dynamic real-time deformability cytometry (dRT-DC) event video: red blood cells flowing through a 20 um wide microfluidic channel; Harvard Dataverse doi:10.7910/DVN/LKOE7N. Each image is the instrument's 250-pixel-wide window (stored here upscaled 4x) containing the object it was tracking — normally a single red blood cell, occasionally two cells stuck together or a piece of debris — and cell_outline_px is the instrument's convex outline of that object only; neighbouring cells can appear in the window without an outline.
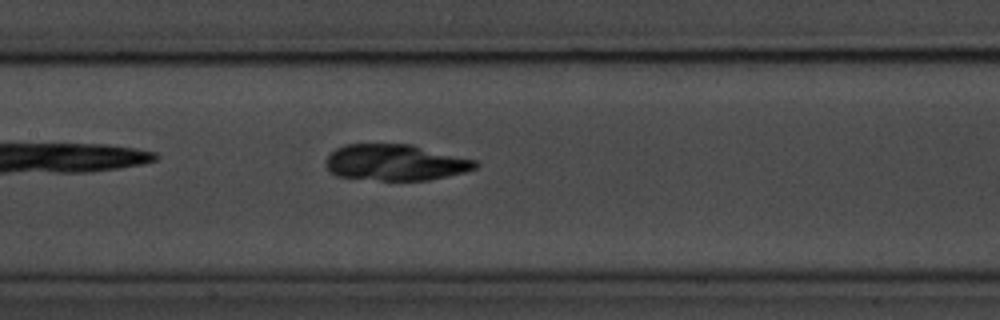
{"species": "common noctule bat (a hibernating species)", "species_latin": "Nyctalus noctula", "temperature_condition": "room temperature", "stored_images_in_passage": 41, "camera_frame_rate_fps": 3000, "um_per_image_px": 0.085, "animal": {"sex": "male", "body_mass_g": 20.1, "forearm_length_mm": 53.5}, "frame": {"image": 1, "passage_image": 12, "time_ms": 3.667, "image_size_px": [1000, 320], "cell_outline_px": [[480, 164], [476, 168], [464, 172], [428, 180], [380, 180], [336, 176], [324, 164], [328, 156], [336, 148], [344, 144], [412, 144], [476, 160]], "centroid_in_image_um": [33.62, 13.8], "position_along_channel_um": 173.8, "area_um2": 31.5}}
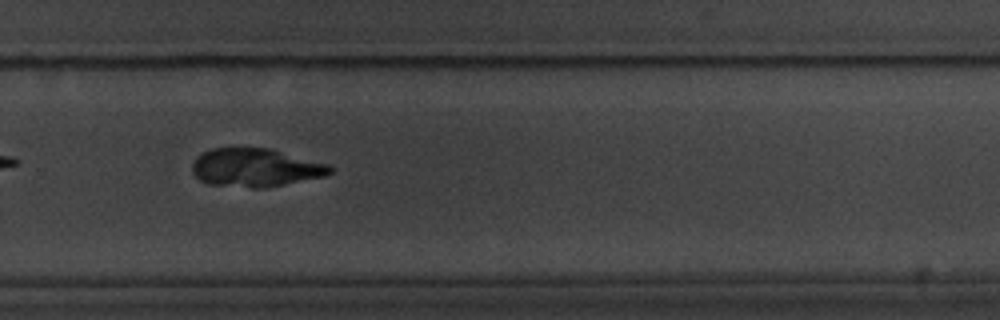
{"frame": {"image": 2, "passage_image": 23, "time_ms": 7.333, "image_size_px": [1000, 320], "cell_outline_px": [[332, 172], [324, 176], [264, 188], [252, 188], [208, 184], [200, 180], [192, 172], [192, 164], [196, 156], [212, 148], [272, 148], [328, 164], [332, 168]], "centroid_in_image_um": [21.7, 14.24], "position_along_channel_um": 308.1, "area_um2": 30.81}}
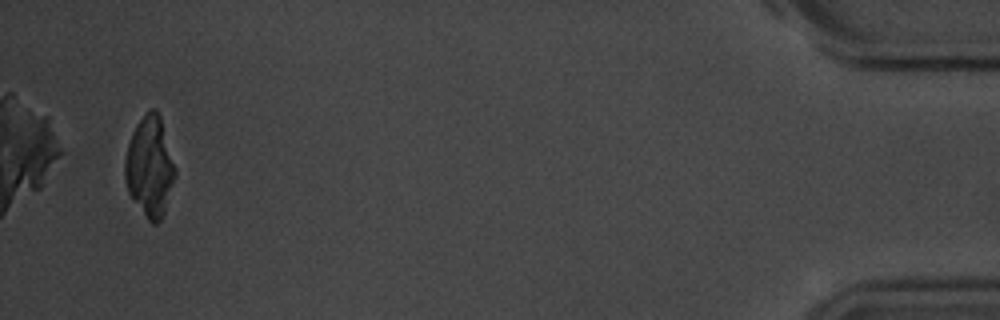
{"frame": {"image": 3, "passage_image": 39, "time_ms": 12.667, "image_size_px": [1000, 320], "cell_outline_px": [[176, 176], [164, 212], [160, 220], [156, 224], [152, 224], [148, 220], [128, 192], [124, 176], [124, 160], [128, 144], [132, 132], [136, 124], [152, 108], [156, 108], [160, 116], [176, 168]], "centroid_in_image_um": [12.73, 14.17], "position_along_channel_um": 422.5, "area_um2": 29.19}}